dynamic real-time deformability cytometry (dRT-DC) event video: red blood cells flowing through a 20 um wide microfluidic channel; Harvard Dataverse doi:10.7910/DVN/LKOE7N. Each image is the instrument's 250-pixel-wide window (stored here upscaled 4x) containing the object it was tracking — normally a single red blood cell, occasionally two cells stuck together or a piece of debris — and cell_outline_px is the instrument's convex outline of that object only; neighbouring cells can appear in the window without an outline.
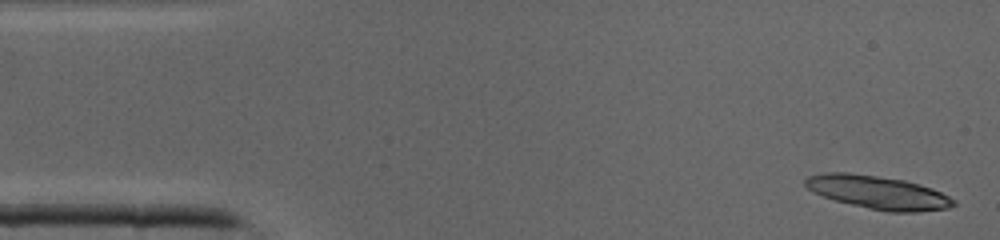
{"species": "common noctule bat (a hibernating species)", "species_latin": "Nyctalus noctula", "temperature_condition": "cold", "stored_images_in_passage": 11, "camera_frame_rate_fps": 3000, "um_per_image_px": 0.085, "animal": {"sex": "male", "body_mass_g": 19.0, "forearm_length_mm": 50.8}, "frame": {"image": 1, "passage_image": 1, "time_ms": 0.0, "image_size_px": [1000, 240], "cell_outline_px": [[956, 204], [948, 208], [916, 212], [888, 212], [868, 208], [836, 200], [824, 196], [808, 188], [804, 184], [804, 180], [808, 176], [824, 172], [848, 172], [904, 180], [920, 184], [932, 188], [956, 200]], "centroid_in_image_um": [74.65, 16.35], "position_along_channel_um": 10.3, "area_um2": 28.5}}